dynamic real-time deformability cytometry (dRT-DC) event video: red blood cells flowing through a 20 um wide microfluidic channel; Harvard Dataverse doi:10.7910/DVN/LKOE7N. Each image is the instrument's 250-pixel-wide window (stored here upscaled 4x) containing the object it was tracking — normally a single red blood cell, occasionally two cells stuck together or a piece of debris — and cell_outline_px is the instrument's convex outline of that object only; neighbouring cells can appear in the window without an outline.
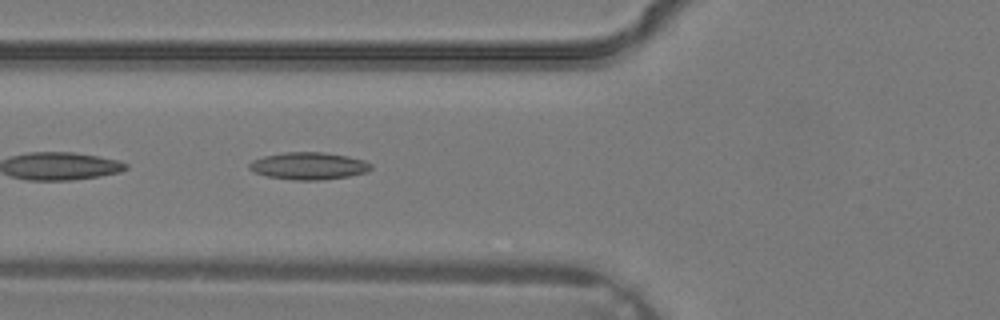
{"species": "common noctule bat (a hibernating species)", "species_latin": "Nyctalus noctula", "temperature_condition": "warm", "stored_images_in_passage": 4, "camera_frame_rate_fps": 3000, "um_per_image_px": 0.085, "animal": {"sex": "male", "body_mass_g": 19.2, "forearm_length_mm": 51.8}, "frame": {"image": 1, "passage_image": 4, "time_ms": 1.0, "image_size_px": [1000, 320], "cell_outline_px": [[372, 168], [368, 172], [348, 176], [320, 180], [296, 180], [268, 176], [256, 172], [248, 168], [248, 164], [252, 160], [264, 156], [284, 152], [324, 152], [348, 156], [364, 160], [372, 164]], "centroid_in_image_um": [26.26, 14.09], "position_along_channel_um": 99.5, "area_um2": 19.31}}